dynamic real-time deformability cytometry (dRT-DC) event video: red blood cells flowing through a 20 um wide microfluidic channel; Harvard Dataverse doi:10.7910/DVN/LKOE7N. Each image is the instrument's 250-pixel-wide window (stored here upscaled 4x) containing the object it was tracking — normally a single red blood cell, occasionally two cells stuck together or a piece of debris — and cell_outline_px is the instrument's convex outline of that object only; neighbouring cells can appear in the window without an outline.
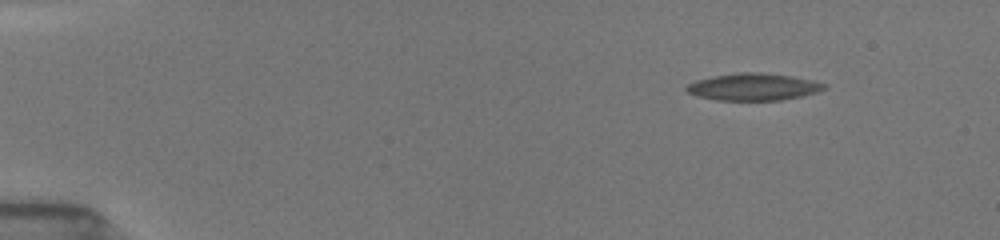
{"species": "common noctule bat (a hibernating species)", "species_latin": "Nyctalus noctula", "temperature_condition": "room temperature", "stored_images_in_passage": 47, "camera_frame_rate_fps": 3000, "um_per_image_px": 0.085, "animal": {"sex": "female", "body_mass_g": 19.5, "forearm_length_mm": 54.1}, "frame": {"image": 1, "passage_image": 1, "time_ms": 0.0, "image_size_px": [1000, 240], "cell_outline_px": [[828, 88], [820, 92], [780, 100], [716, 100], [696, 96], [688, 92], [684, 88], [688, 84], [696, 80], [712, 76], [736, 72], [760, 72], [792, 76], [812, 80], [824, 84]], "centroid_in_image_um": [64.03, 7.38], "position_along_channel_um": 21.0, "area_um2": 21.85}}
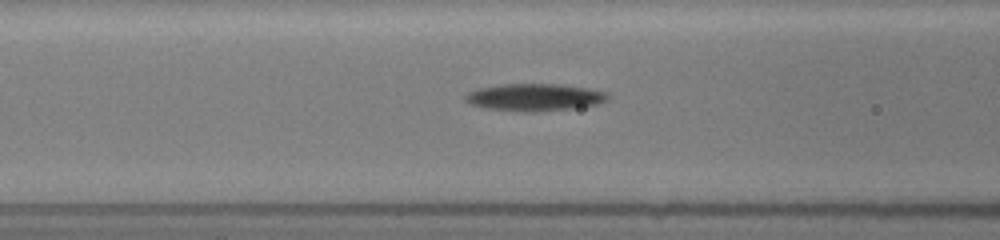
{"frame": {"image": 2, "passage_image": 17, "time_ms": 5.333, "image_size_px": [1000, 240], "cell_outline_px": [[608, 100], [596, 104], [572, 108], [536, 112], [524, 112], [488, 108], [472, 104], [464, 100], [464, 96], [468, 92], [480, 88], [500, 84], [564, 84], [592, 88], [608, 92]], "centroid_in_image_um": [45.48, 8.25], "position_along_channel_um": 121.1, "area_um2": 22.72}}
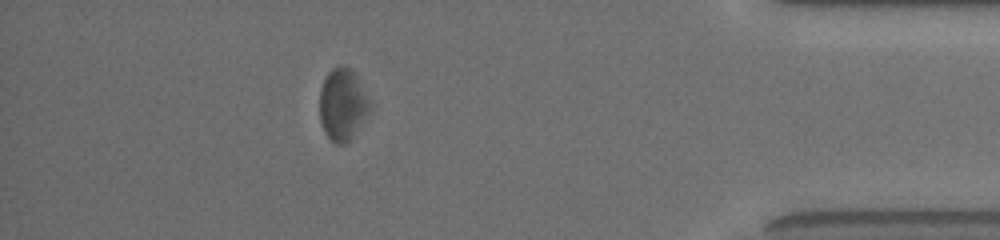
{"frame": {"image": 3, "passage_image": 42, "time_ms": 13.667, "image_size_px": [1000, 240], "cell_outline_px": [[372, 112], [352, 136], [344, 144], [336, 144], [324, 132], [320, 120], [320, 92], [324, 80], [328, 72], [332, 68], [352, 68], [372, 104]], "centroid_in_image_um": [29.16, 8.91], "position_along_channel_um": 406.0, "area_um2": 20.98}, "authors_computed_cell_mechanics": {"area_um2": 21.964, "velocity_mm_per_s": 3.8815, "shape_relaxation_time_tau1_ms": 1.9901, "shape_relaxation_time_tau2_ms": 6.3489, "deformation_change_tau1": 0.0913, "deformation_change_tau2": 0.1543}}